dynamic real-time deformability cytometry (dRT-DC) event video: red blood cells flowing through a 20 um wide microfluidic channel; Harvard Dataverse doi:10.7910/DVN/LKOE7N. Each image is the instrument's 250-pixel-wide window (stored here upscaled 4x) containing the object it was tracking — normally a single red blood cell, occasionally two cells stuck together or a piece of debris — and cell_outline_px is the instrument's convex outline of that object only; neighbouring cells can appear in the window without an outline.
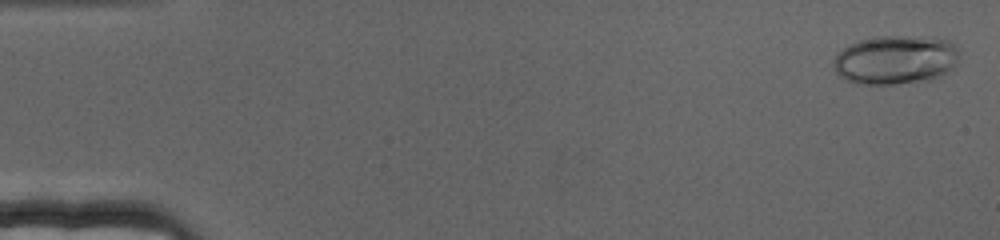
{"species": "human", "species_latin": "Homo sapiens", "temperature_condition": "cold", "stored_images_in_passage": 71, "camera_frame_rate_fps": 3000, "um_per_image_px": 0.085, "donor": {"sex": "female"}, "frame": {"image": 1, "passage_image": 2, "time_ms": 0.333, "image_size_px": [1000, 240], "cell_outline_px": [[956, 64], [948, 72], [932, 80], [896, 84], [856, 84], [840, 76], [836, 72], [832, 64], [832, 60], [848, 44], [860, 40], [876, 36], [932, 36], [948, 40], [956, 48]], "centroid_in_image_um": [76.1, 5.08], "position_along_channel_um": 8.9, "area_um2": 36.13}}
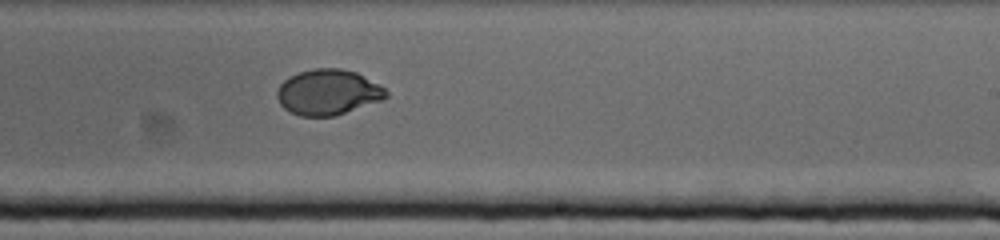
{"frame": {"image": 2, "passage_image": 44, "time_ms": 14.333, "image_size_px": [1000, 240], "cell_outline_px": [[388, 96], [384, 100], [336, 116], [300, 116], [288, 112], [280, 104], [276, 96], [276, 92], [280, 84], [288, 76], [300, 72], [316, 68], [340, 68], [356, 72], [380, 84], [388, 92]], "centroid_in_image_um": [27.89, 7.85], "position_along_channel_um": 261.1, "area_um2": 29.3}}
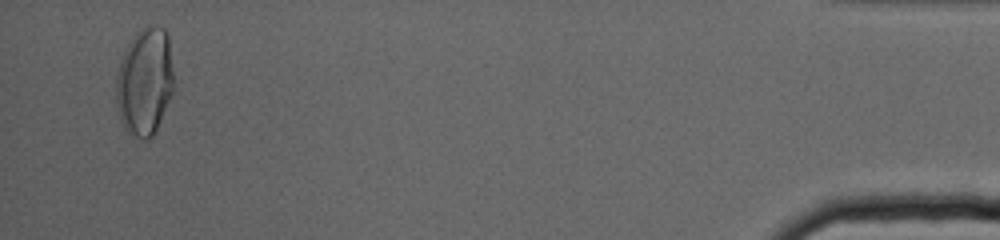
{"frame": {"image": 3, "passage_image": 69, "time_ms": 22.667, "image_size_px": [1000, 240], "cell_outline_px": [[176, 84], [172, 96], [152, 136], [148, 140], [144, 140], [128, 132], [124, 128], [120, 120], [116, 100], [116, 76], [120, 56], [132, 36], [140, 28], [148, 24], [156, 24], [164, 28], [168, 32]], "centroid_in_image_um": [12.32, 6.86], "position_along_channel_um": 422.9, "area_um2": 37.28}}